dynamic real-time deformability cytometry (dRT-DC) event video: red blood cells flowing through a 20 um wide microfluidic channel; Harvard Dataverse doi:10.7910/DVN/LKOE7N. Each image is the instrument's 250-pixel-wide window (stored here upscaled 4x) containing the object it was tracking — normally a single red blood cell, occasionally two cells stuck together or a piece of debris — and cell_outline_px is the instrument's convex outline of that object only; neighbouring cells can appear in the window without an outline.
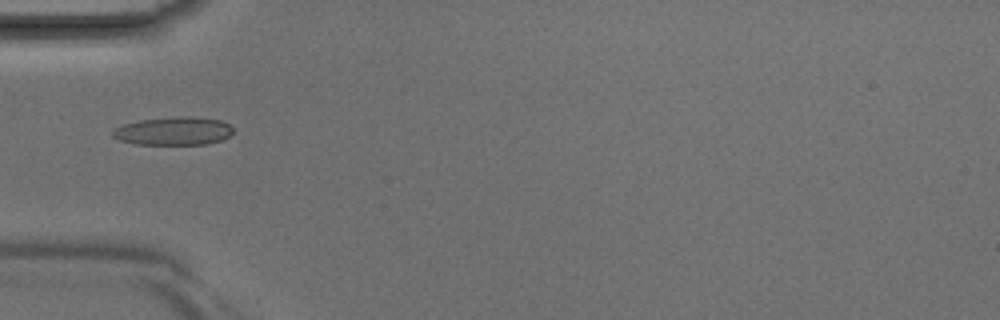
{"species": "Egyptian fruit bat (a non-hibernating species)", "species_latin": "Rousettus aegyptiacus", "temperature_condition": "room temperature", "stored_images_in_passage": 4, "camera_frame_rate_fps": 3000, "um_per_image_px": 0.085, "animal": {"sex": "male"}, "frame": {"image": 1, "passage_image": 4, "time_ms": 1.0, "image_size_px": [1000, 320], "cell_outline_px": [[232, 132], [228, 136], [220, 140], [208, 144], [136, 144], [120, 140], [112, 136], [112, 132], [116, 128], [124, 124], [140, 120], [176, 116], [188, 116], [220, 120], [228, 124], [232, 128]], "centroid_in_image_um": [14.74, 11.13], "position_along_channel_um": 70.3, "area_um2": 19.59}}